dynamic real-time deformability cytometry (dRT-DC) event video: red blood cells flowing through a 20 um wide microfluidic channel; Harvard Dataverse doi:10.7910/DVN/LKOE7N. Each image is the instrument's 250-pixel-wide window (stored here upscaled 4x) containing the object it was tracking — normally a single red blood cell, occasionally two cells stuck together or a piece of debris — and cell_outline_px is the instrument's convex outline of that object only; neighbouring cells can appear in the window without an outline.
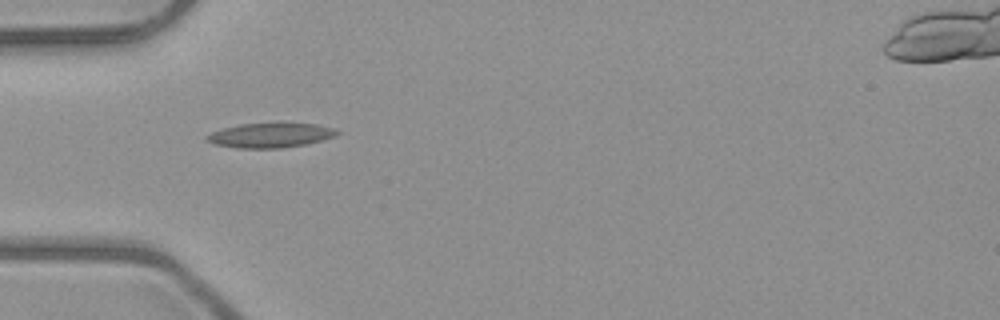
{"species": "common noctule bat (a hibernating species)", "species_latin": "Nyctalus noctula", "temperature_condition": "room temperature", "stored_images_in_passage": 4, "camera_frame_rate_fps": 3000, "um_per_image_px": 0.085, "animal": {"sex": "male", "body_mass_g": 23.1, "forearm_length_mm": 52.7}, "frame": {"image": 1, "passage_image": 1, "time_ms": 0.0, "image_size_px": [1000, 320], "cell_outline_px": [[340, 132], [336, 136], [304, 144], [280, 148], [240, 148], [216, 144], [208, 140], [204, 136], [212, 132], [224, 128], [240, 124], [316, 124], [336, 128]], "centroid_in_image_um": [23.0, 11.5], "position_along_channel_um": 62.0, "area_um2": 18.21}}
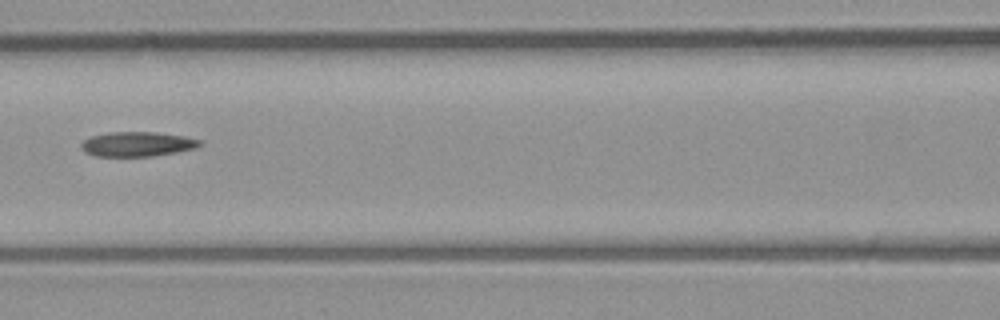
{"frame": {"image": 2, "passage_image": 3, "time_ms": 2.333, "image_size_px": [1000, 320], "cell_outline_px": [[204, 144], [192, 148], [176, 152], [152, 156], [96, 156], [84, 152], [80, 148], [80, 144], [84, 140], [92, 136], [108, 132], [156, 132], [184, 136], [204, 140]], "centroid_in_image_um": [11.67, 12.24], "position_along_channel_um": 154.9, "area_um2": 17.11}}
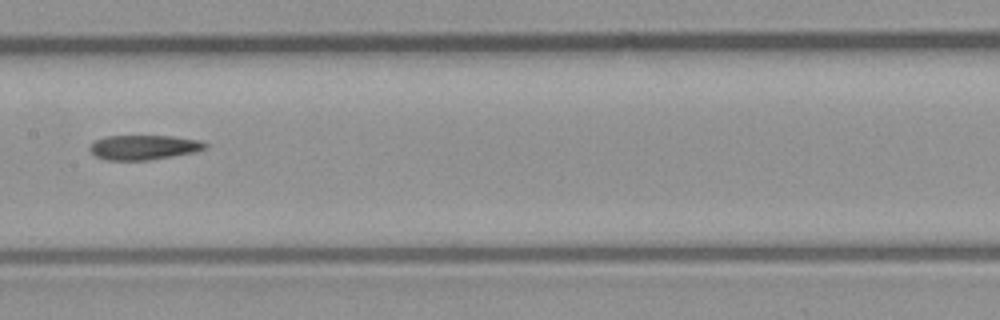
{"frame": {"image": 3, "passage_image": 4, "time_ms": 3.333, "image_size_px": [1000, 320], "cell_outline_px": [[208, 148], [196, 152], [148, 160], [104, 160], [96, 156], [92, 152], [92, 144], [96, 140], [108, 136], [172, 136], [200, 140], [208, 144]], "centroid_in_image_um": [12.29, 12.52], "position_along_channel_um": 195.1, "area_um2": 16.47}}